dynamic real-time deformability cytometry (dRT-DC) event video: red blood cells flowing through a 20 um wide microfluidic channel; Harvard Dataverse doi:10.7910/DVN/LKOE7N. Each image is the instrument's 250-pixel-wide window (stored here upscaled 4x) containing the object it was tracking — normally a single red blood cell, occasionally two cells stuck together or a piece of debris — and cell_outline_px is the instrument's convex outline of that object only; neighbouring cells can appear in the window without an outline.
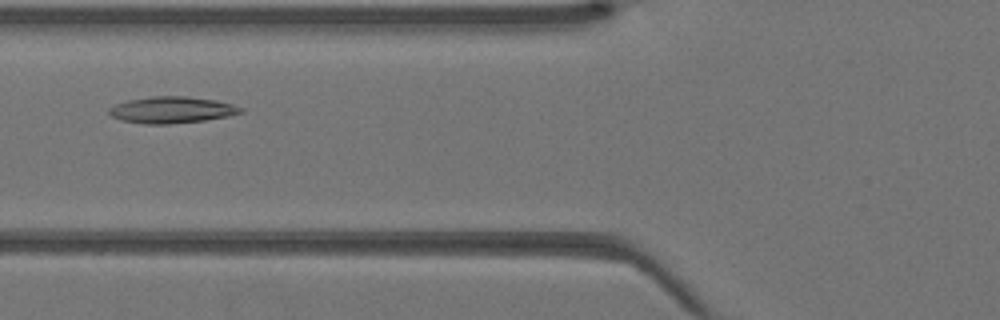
{"species": "Egyptian fruit bat (a non-hibernating species)", "species_latin": "Rousettus aegyptiacus", "temperature_condition": "warm", "stored_images_in_passage": 36, "camera_frame_rate_fps": 3000, "um_per_image_px": 0.085, "animal": {"sex": "female"}, "frame": {"image": 1, "passage_image": 10, "time_ms": 3.0, "image_size_px": [1000, 320], "cell_outline_px": [[244, 112], [228, 116], [204, 120], [168, 124], [144, 124], [120, 120], [112, 116], [108, 112], [108, 108], [116, 104], [128, 100], [152, 96], [184, 96], [216, 100], [232, 104], [244, 108]], "centroid_in_image_um": [14.6, 9.34], "position_along_channel_um": 111.2, "area_um2": 20.35}}
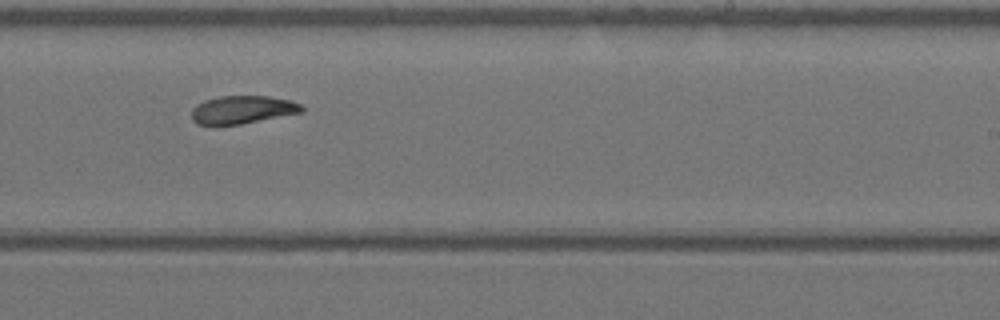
{"frame": {"image": 2, "passage_image": 20, "time_ms": 6.333, "image_size_px": [1000, 320], "cell_outline_px": [[304, 112], [240, 124], [196, 124], [192, 120], [192, 108], [196, 104], [204, 100], [220, 96], [268, 96], [292, 100], [300, 104], [304, 108]], "centroid_in_image_um": [20.62, 9.31], "position_along_channel_um": 268.4, "area_um2": 17.98}}
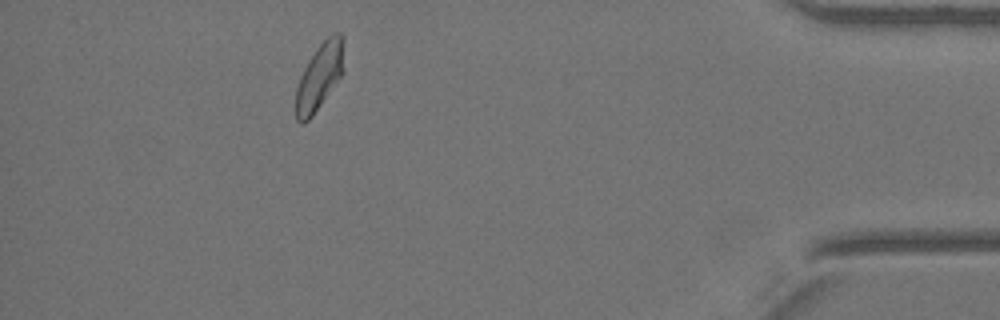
{"frame": {"image": 3, "passage_image": 32, "time_ms": 10.333, "image_size_px": [1000, 320], "cell_outline_px": [[344, 72], [312, 116], [304, 124], [300, 124], [296, 120], [296, 88], [300, 76], [308, 60], [316, 48], [332, 32], [340, 32], [344, 36]], "centroid_in_image_um": [27.18, 6.46], "position_along_channel_um": 408.0, "area_um2": 18.9}}